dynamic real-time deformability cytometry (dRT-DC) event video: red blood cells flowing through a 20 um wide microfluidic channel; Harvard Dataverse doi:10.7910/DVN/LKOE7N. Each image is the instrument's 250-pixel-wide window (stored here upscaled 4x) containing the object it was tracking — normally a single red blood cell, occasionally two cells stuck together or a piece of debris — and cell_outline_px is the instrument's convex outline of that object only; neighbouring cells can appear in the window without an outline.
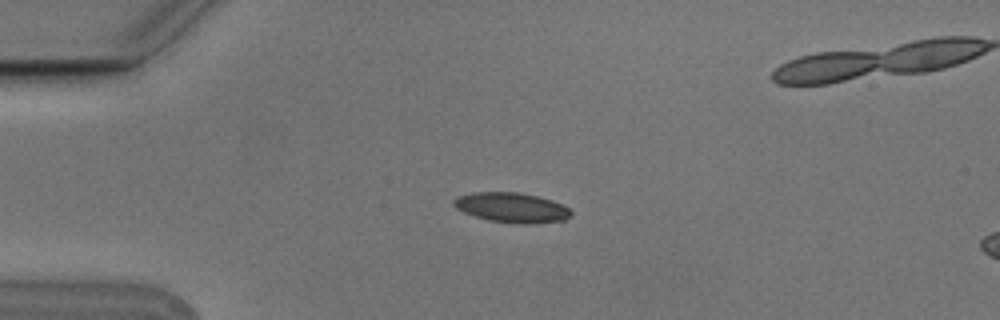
{"species": "Egyptian fruit bat (a non-hibernating species)", "species_latin": "Rousettus aegyptiacus", "temperature_condition": "cold", "stored_images_in_passage": 5, "camera_frame_rate_fps": 3000, "um_per_image_px": 0.085, "animal": {"sex": "male"}, "frame": {"image": 1, "passage_image": 2, "time_ms": 0.333, "image_size_px": [1000, 320], "cell_outline_px": [[572, 216], [564, 220], [528, 224], [516, 224], [488, 220], [464, 212], [456, 208], [452, 204], [452, 200], [456, 196], [472, 192], [520, 192], [552, 200], [568, 208], [572, 212]], "centroid_in_image_um": [43.47, 17.64], "position_along_channel_um": 41.5, "area_um2": 20.52}}